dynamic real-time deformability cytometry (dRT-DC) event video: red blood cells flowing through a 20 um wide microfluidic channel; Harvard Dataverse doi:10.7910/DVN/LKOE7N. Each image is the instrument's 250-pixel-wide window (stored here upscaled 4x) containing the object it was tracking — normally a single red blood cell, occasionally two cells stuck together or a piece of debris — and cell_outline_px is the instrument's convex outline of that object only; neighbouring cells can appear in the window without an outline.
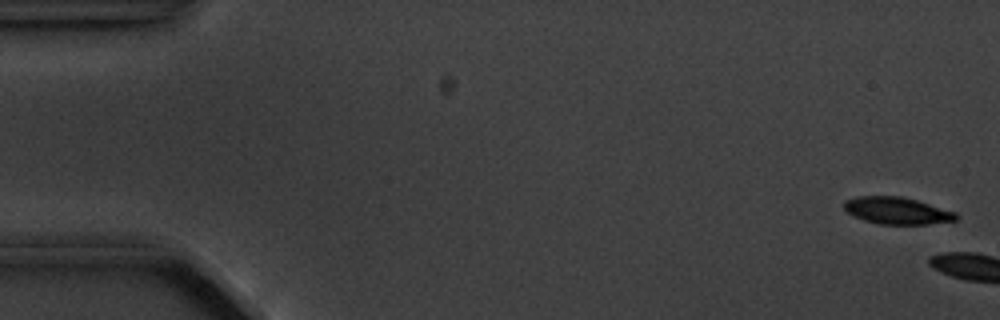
{"species": "common noctule bat (a hibernating species)", "species_latin": "Nyctalus noctula", "temperature_condition": "cold", "stored_images_in_passage": 17, "camera_frame_rate_fps": 3000, "um_per_image_px": 0.085, "animal": {"sex": "male", "body_mass_g": 20.1, "forearm_length_mm": 53.5}, "frame": {"image": 1, "passage_image": 1, "time_ms": 0.0, "image_size_px": [1000, 320], "cell_outline_px": [[960, 216], [956, 220], [928, 224], [880, 224], [864, 220], [852, 216], [844, 208], [844, 200], [856, 196], [900, 196], [916, 200], [956, 212]], "centroid_in_image_um": [76.23, 17.9], "position_along_channel_um": 8.8, "area_um2": 17.63}, "authors_computed_cell_mechanics": {"area_um2": 18.0914, "velocity_mm_per_s": 3.5403, "shape_relaxation_time_tau1_ms": 1.1993, "shape_relaxation_time_tau2_ms": null, "deformation_change_tau1": 0.1317, "deformation_change_tau2": null}}